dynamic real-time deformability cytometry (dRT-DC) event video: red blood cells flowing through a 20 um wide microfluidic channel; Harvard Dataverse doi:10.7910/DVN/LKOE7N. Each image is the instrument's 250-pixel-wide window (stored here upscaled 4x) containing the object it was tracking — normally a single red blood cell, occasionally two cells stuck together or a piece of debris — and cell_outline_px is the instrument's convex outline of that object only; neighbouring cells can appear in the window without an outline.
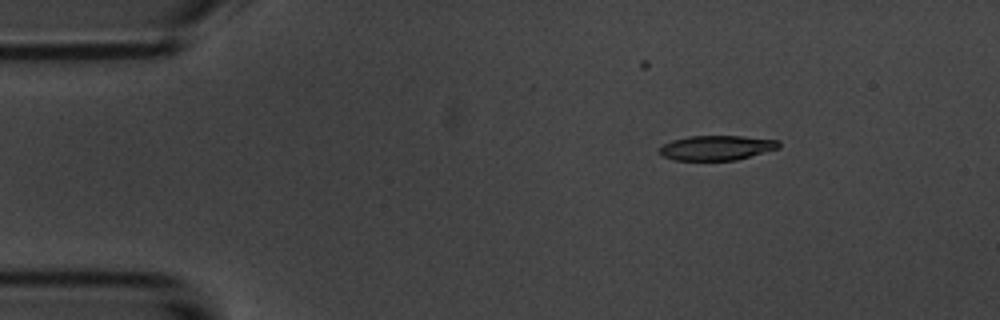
{"species": "common noctule bat (a hibernating species)", "species_latin": "Nyctalus noctula", "temperature_condition": "room temperature", "stored_images_in_passage": 4, "camera_frame_rate_fps": 3000, "um_per_image_px": 0.085, "animal": {"sex": "male", "body_mass_g": 20.1, "forearm_length_mm": 53.5}, "frame": {"image": 1, "passage_image": 1, "time_ms": 0.0, "image_size_px": [1000, 320], "cell_outline_px": [[780, 148], [736, 160], [672, 160], [664, 156], [660, 152], [660, 148], [664, 144], [672, 140], [688, 136], [740, 136], [780, 140]], "centroid_in_image_um": [60.94, 12.56], "position_along_channel_um": 24.1, "area_um2": 17.17}}
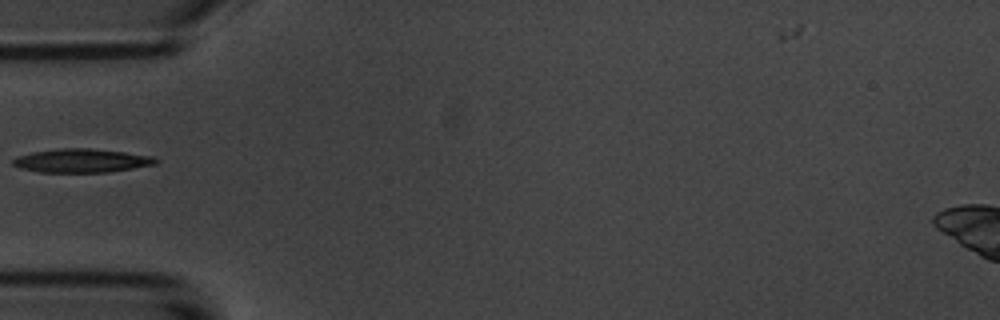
{"frame": {"image": 2, "passage_image": 4, "time_ms": 3.333, "image_size_px": [1000, 320], "cell_outline_px": [[160, 160], [156, 164], [108, 172], [40, 172], [20, 168], [12, 164], [12, 160], [16, 156], [32, 152], [60, 148], [92, 148], [156, 156]], "centroid_in_image_um": [6.96, 13.65], "position_along_channel_um": 78.0, "area_um2": 19.83}}